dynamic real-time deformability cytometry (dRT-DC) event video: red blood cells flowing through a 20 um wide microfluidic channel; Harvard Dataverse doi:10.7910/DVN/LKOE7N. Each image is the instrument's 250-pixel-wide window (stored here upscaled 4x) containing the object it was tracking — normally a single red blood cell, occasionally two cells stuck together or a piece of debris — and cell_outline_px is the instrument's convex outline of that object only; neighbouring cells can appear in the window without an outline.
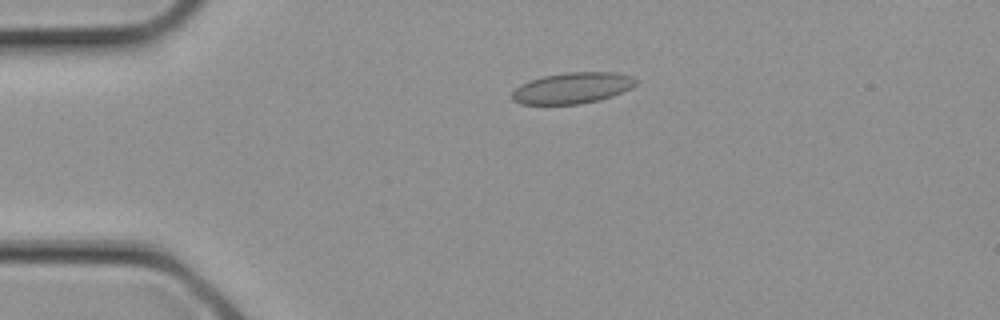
{"species": "common noctule bat (a hibernating species)", "species_latin": "Nyctalus noctula", "temperature_condition": "cold", "stored_images_in_passage": 10, "camera_frame_rate_fps": 3000, "um_per_image_px": 0.085, "animal": {"sex": "female", "body_mass_g": 21.9}, "frame": {"image": 1, "passage_image": 6, "time_ms": 1.667, "image_size_px": [1000, 320], "cell_outline_px": [[640, 80], [632, 88], [612, 96], [600, 100], [580, 104], [520, 104], [512, 100], [512, 92], [520, 84], [528, 80], [544, 76], [564, 72], [616, 72], [632, 76]], "centroid_in_image_um": [48.67, 7.47], "position_along_channel_um": 36.3, "area_um2": 22.72}}
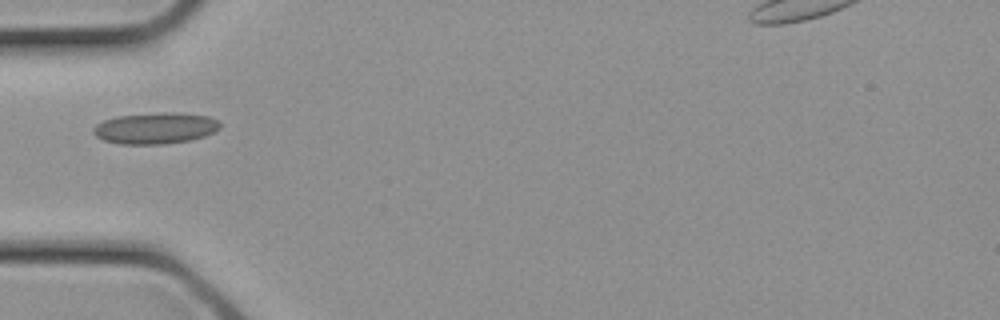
{"frame": {"image": 2, "passage_image": 9, "time_ms": 2.667, "image_size_px": [1000, 320], "cell_outline_px": [[220, 128], [204, 136], [188, 140], [164, 144], [120, 144], [104, 140], [96, 136], [92, 132], [92, 128], [96, 124], [104, 120], [116, 116], [160, 112], [176, 112], [208, 116], [216, 120], [220, 124]], "centroid_in_image_um": [13.16, 10.89], "position_along_channel_um": 71.8, "area_um2": 23.06}}